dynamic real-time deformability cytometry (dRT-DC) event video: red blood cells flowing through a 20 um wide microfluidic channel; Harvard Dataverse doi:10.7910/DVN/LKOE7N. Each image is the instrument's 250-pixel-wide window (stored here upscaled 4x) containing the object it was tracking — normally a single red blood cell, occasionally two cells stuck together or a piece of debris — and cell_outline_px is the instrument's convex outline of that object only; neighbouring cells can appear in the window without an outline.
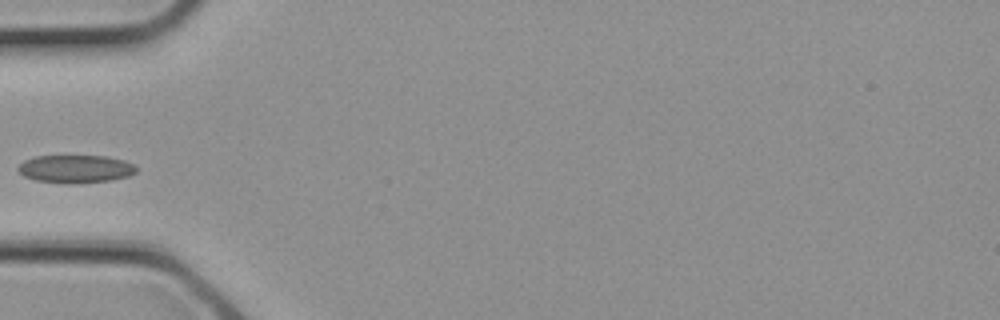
{"species": "common noctule bat (a hibernating species)", "species_latin": "Nyctalus noctula", "temperature_condition": "cold", "stored_images_in_passage": 5, "camera_frame_rate_fps": 3000, "um_per_image_px": 0.085, "animal": {"sex": "female", "body_mass_g": 21.9}, "frame": {"image": 1, "passage_image": 5, "time_ms": 1.333, "image_size_px": [1000, 320], "cell_outline_px": [[136, 172], [128, 176], [112, 180], [72, 184], [68, 184], [36, 180], [24, 176], [16, 168], [24, 160], [36, 156], [108, 156], [124, 160], [132, 164], [136, 168]], "centroid_in_image_um": [6.42, 14.36], "position_along_channel_um": 78.6, "area_um2": 19.25}}